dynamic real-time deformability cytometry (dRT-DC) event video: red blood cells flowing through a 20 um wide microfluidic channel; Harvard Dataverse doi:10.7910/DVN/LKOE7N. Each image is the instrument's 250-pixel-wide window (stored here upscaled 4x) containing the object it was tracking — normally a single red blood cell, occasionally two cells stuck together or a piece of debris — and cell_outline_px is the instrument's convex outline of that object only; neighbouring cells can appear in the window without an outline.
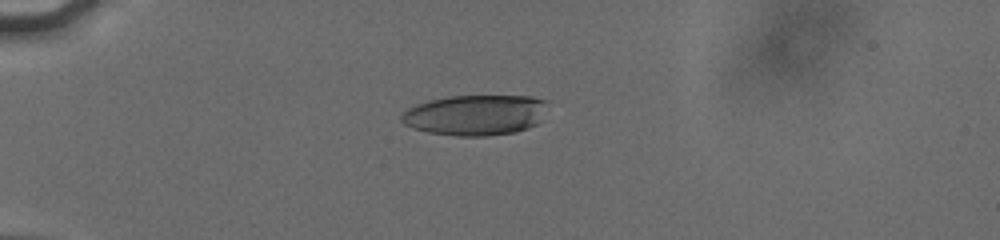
{"species": "human", "species_latin": "Homo sapiens", "temperature_condition": "cold", "stored_images_in_passage": 31, "camera_frame_rate_fps": 3000, "um_per_image_px": 0.085, "donor": {"sex": "male"}, "frame": {"image": 1, "passage_image": 4, "time_ms": 1.333, "image_size_px": [1000, 240], "cell_outline_px": [[548, 100], [536, 124], [528, 128], [516, 132], [488, 136], [456, 136], [428, 132], [412, 128], [404, 124], [400, 120], [400, 116], [408, 108], [416, 104], [428, 100], [448, 96], [532, 96]], "centroid_in_image_um": [40.36, 9.77], "position_along_channel_um": 44.6, "area_um2": 34.56}}
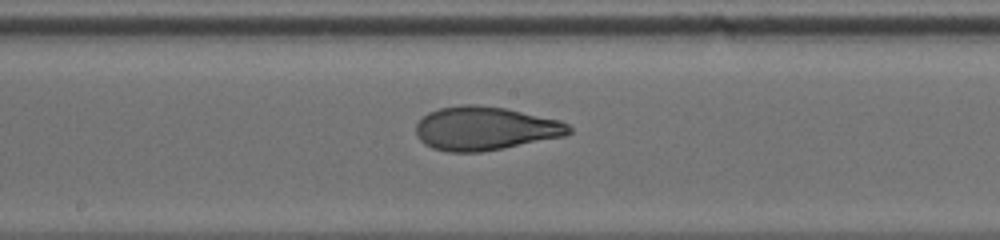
{"frame": {"image": 2, "passage_image": 15, "time_ms": 6.667, "image_size_px": [1000, 240], "cell_outline_px": [[572, 132], [564, 136], [504, 148], [480, 152], [448, 152], [432, 148], [424, 144], [420, 140], [416, 132], [416, 124], [428, 112], [440, 108], [460, 104], [476, 104], [504, 108], [560, 120], [568, 124], [572, 128]], "centroid_in_image_um": [41.23, 10.92], "position_along_channel_um": 207.0, "area_um2": 38.9}}
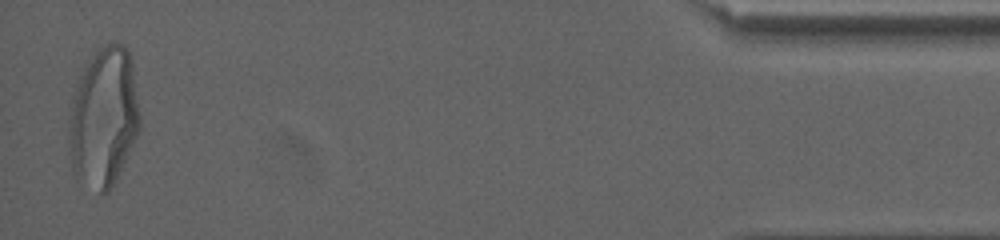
{"frame": {"image": 3, "passage_image": 30, "time_ms": 14.333, "image_size_px": [1000, 240], "cell_outline_px": [[140, 128], [108, 192], [100, 192], [76, 176], [72, 172], [68, 140], [68, 116], [72, 96], [76, 80], [84, 64], [100, 48], [108, 44], [124, 44], [128, 48], [132, 60], [140, 112]], "centroid_in_image_um": [8.78, 9.9], "position_along_channel_um": 426.4, "area_um2": 57.68}, "authors_computed_cell_mechanics": {"area_um2": 38.437, "velocity_mm_per_s": 3.8159, "shape_relaxation_time_tau1_ms": 5.7474, "shape_relaxation_time_tau2_ms": 1.4293, "deformation_change_tau1": 0.2304, "deformation_change_tau2": 0.0722}}